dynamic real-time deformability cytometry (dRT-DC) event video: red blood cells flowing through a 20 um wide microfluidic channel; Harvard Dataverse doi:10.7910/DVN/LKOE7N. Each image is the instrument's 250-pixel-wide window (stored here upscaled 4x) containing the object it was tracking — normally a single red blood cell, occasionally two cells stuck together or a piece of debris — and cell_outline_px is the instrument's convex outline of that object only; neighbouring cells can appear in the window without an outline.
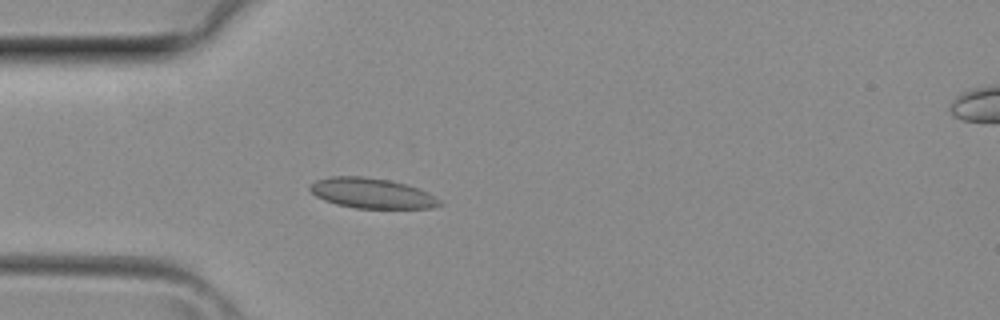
{"species": "common noctule bat (a hibernating species)", "species_latin": "Nyctalus noctula", "temperature_condition": "room temperature", "stored_images_in_passage": 37, "camera_frame_rate_fps": 3000, "um_per_image_px": 0.085, "animal": {"sex": "female", "body_mass_g": 29.2, "forearm_length_mm": 56.3}, "frame": {"image": 1, "passage_image": 9, "time_ms": 2.667, "image_size_px": [1000, 320], "cell_outline_px": [[444, 204], [432, 208], [356, 208], [336, 204], [324, 200], [316, 196], [308, 188], [316, 180], [332, 176], [360, 176], [388, 180], [408, 184], [420, 188], [428, 192], [440, 200]], "centroid_in_image_um": [31.64, 16.42], "position_along_channel_um": 53.4, "area_um2": 22.83}}
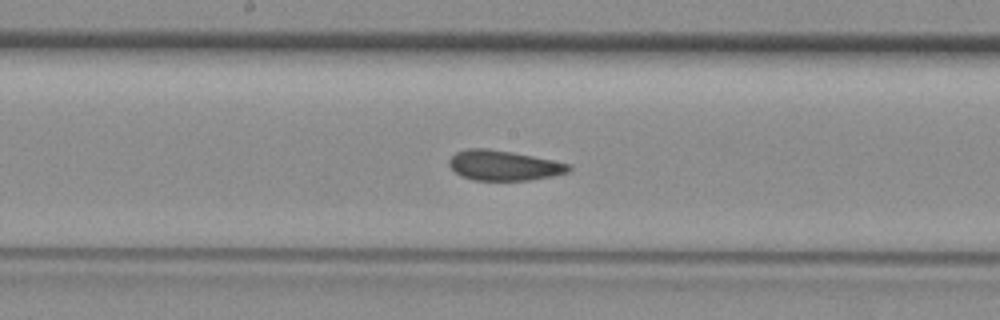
{"frame": {"image": 2, "passage_image": 18, "time_ms": 5.667, "image_size_px": [1000, 320], "cell_outline_px": [[572, 168], [568, 172], [552, 176], [532, 180], [472, 180], [460, 176], [448, 164], [448, 160], [456, 152], [468, 148], [488, 148], [512, 152], [572, 164]], "centroid_in_image_um": [42.82, 14.06], "position_along_channel_um": 205.4, "area_um2": 21.04}}
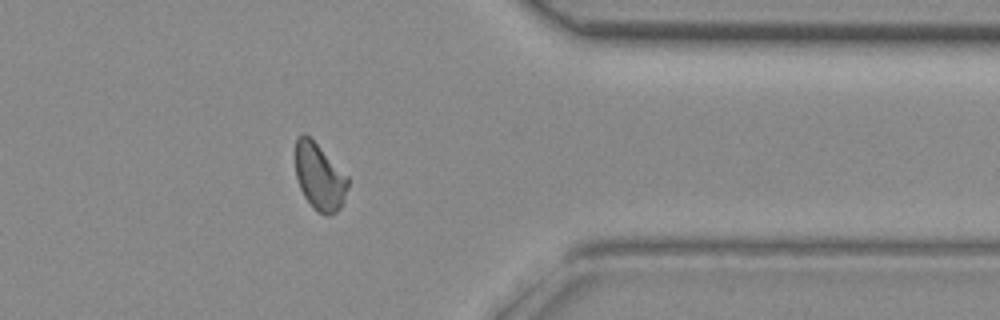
{"frame": {"image": 3, "passage_image": 29, "time_ms": 9.333, "image_size_px": [1000, 320], "cell_outline_px": [[348, 188], [344, 200], [340, 208], [336, 212], [328, 216], [316, 212], [312, 208], [304, 196], [300, 188], [296, 176], [296, 140], [300, 132], [304, 132], [348, 176]], "centroid_in_image_um": [27.15, 15.06], "position_along_channel_um": 384.2, "area_um2": 20.35}}